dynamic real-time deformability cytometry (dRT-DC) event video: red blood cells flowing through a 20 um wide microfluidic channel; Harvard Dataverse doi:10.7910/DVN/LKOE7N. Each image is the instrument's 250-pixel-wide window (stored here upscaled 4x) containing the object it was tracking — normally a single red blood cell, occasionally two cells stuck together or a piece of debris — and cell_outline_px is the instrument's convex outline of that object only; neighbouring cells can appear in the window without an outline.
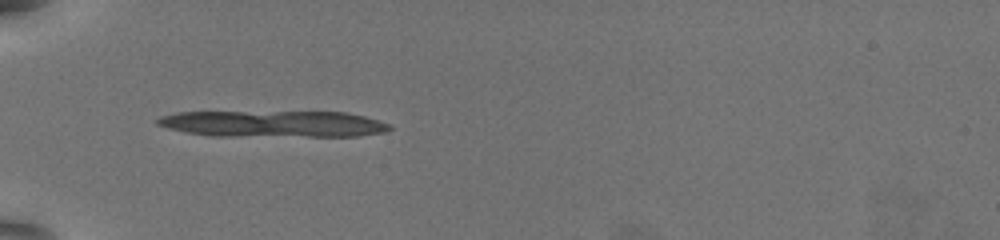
{"species": "common noctule bat (a hibernating species)", "species_latin": "Nyctalus noctula", "temperature_condition": "warm", "stored_images_in_passage": 6, "camera_frame_rate_fps": 3000, "um_per_image_px": 0.085, "animal": {"sex": "female", "body_mass_g": 19.5, "forearm_length_mm": 54.1}, "frame": {"image": 1, "passage_image": 1, "time_ms": 0.0, "image_size_px": [1000, 240], "cell_outline_px": [[392, 128], [384, 132], [356, 136], [212, 136], [184, 132], [168, 128], [156, 124], [156, 120], [160, 116], [176, 112], [344, 112], [364, 116], [392, 124]], "centroid_in_image_um": [23.21, 10.53], "position_along_channel_um": 61.8, "area_um2": 35.89}}